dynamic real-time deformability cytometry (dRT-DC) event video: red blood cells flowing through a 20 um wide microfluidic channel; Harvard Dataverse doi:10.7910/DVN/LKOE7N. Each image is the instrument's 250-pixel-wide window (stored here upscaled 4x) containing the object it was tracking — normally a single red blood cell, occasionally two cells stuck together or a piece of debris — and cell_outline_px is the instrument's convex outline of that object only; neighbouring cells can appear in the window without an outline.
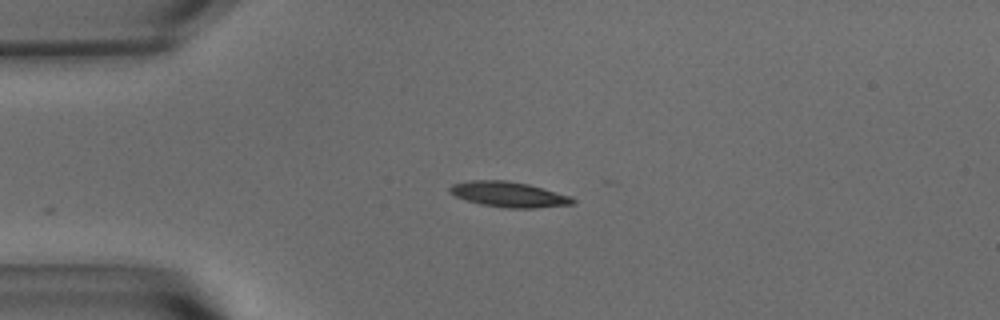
{"species": "common noctule bat (a hibernating species)", "species_latin": "Nyctalus noctula", "temperature_condition": "warm", "stored_images_in_passage": 17, "camera_frame_rate_fps": 3000, "um_per_image_px": 0.085, "animal": {"sex": "male", "body_mass_g": 15.6}, "frame": {"image": 1, "passage_image": 1, "time_ms": 0.0, "image_size_px": [1000, 320], "cell_outline_px": [[576, 204], [532, 208], [504, 208], [480, 204], [456, 196], [448, 192], [448, 188], [452, 184], [472, 180], [504, 180], [528, 184], [544, 188], [572, 196], [576, 200]], "centroid_in_image_um": [43.28, 16.52], "position_along_channel_um": 41.7, "area_um2": 18.26}}
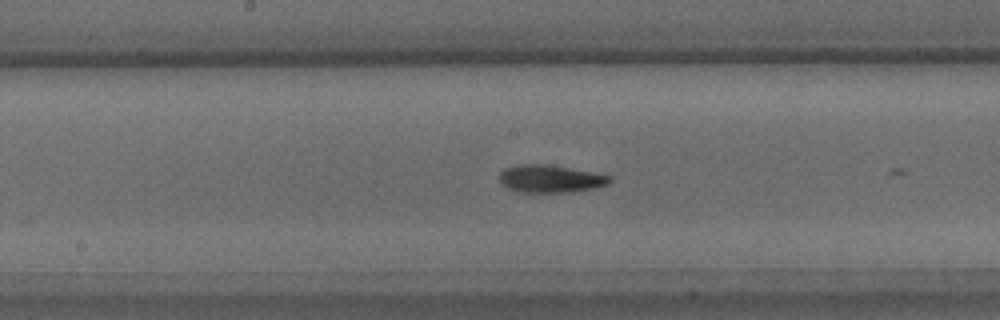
{"frame": {"image": 2, "passage_image": 16, "time_ms": 5.0, "image_size_px": [1000, 320], "cell_outline_px": [[612, 180], [608, 184], [592, 188], [572, 192], [520, 192], [508, 188], [500, 184], [500, 172], [504, 168], [516, 164], [552, 164], [612, 176]], "centroid_in_image_um": [46.76, 15.18], "position_along_channel_um": 201.4, "area_um2": 17.92}}